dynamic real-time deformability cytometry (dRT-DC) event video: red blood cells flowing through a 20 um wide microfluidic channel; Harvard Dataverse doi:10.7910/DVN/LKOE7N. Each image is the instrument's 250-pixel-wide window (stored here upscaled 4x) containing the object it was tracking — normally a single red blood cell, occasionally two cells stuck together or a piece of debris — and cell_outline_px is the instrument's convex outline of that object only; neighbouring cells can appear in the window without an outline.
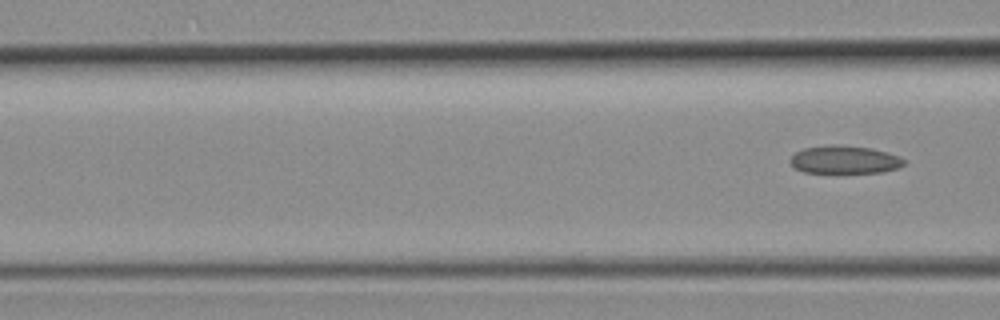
{"species": "common noctule bat (a hibernating species)", "species_latin": "Nyctalus noctula", "temperature_condition": "room temperature", "stored_images_in_passage": 4, "segment_of_instrument_passage": [2, 2], "camera_frame_rate_fps": 3000, "um_per_image_px": 0.085, "animal": {"sex": "female", "body_mass_g": 19.3, "forearm_length_mm": 54.1}, "frame": {"image": 1, "passage_image": 4, "time_ms": 1.0, "image_size_px": [1000, 320], "cell_outline_px": [[908, 160], [900, 168], [884, 172], [836, 176], [804, 172], [796, 168], [788, 160], [796, 152], [804, 148], [872, 148], [900, 156]], "centroid_in_image_um": [71.86, 13.7], "position_along_channel_um": 94.7, "area_um2": 18.73}}